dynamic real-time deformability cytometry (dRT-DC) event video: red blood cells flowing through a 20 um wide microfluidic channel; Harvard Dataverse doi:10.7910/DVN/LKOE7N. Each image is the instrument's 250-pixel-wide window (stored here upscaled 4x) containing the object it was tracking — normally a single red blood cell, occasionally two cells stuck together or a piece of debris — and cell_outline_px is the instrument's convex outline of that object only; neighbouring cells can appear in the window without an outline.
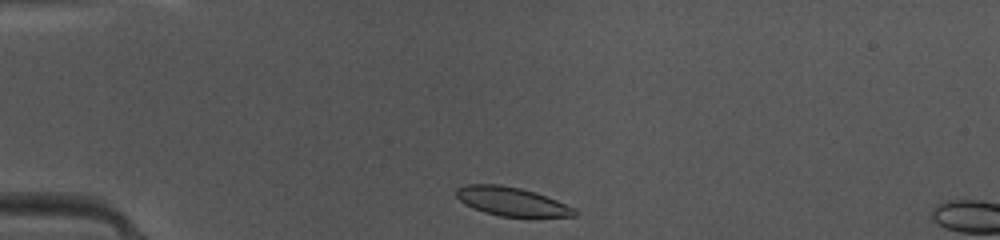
{"species": "common noctule bat (a hibernating species)", "species_latin": "Nyctalus noctula", "temperature_condition": "warm", "stored_images_in_passage": 37, "camera_frame_rate_fps": 3000, "um_per_image_px": 0.085, "animal": {"sex": "female", "body_mass_g": 10.0, "forearm_length_mm": 53.1}, "frame": {"image": 1, "passage_image": 1, "time_ms": 0.0, "image_size_px": [1000, 240], "cell_outline_px": [[580, 212], [576, 216], [532, 220], [500, 216], [484, 212], [464, 204], [456, 196], [456, 188], [468, 184], [500, 184], [520, 188], [536, 192], [576, 208]], "centroid_in_image_um": [43.61, 17.19], "position_along_channel_um": 41.4, "area_um2": 20.87}}
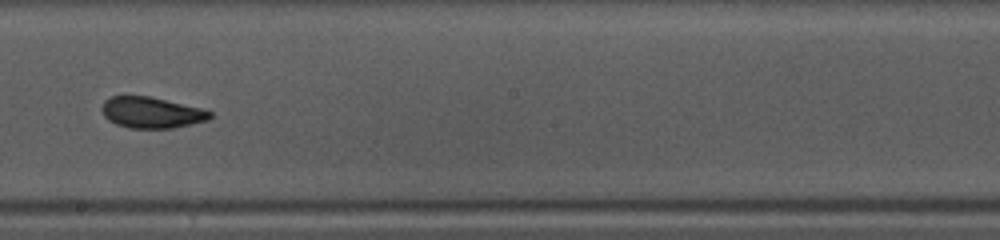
{"frame": {"image": 2, "passage_image": 17, "time_ms": 5.333, "image_size_px": [1000, 240], "cell_outline_px": [[212, 116], [208, 120], [172, 128], [128, 128], [116, 124], [108, 120], [104, 116], [100, 108], [104, 100], [112, 96], [124, 92], [148, 96], [200, 108], [212, 112]], "centroid_in_image_um": [12.78, 9.53], "position_along_channel_um": 235.4, "area_um2": 20.0}}
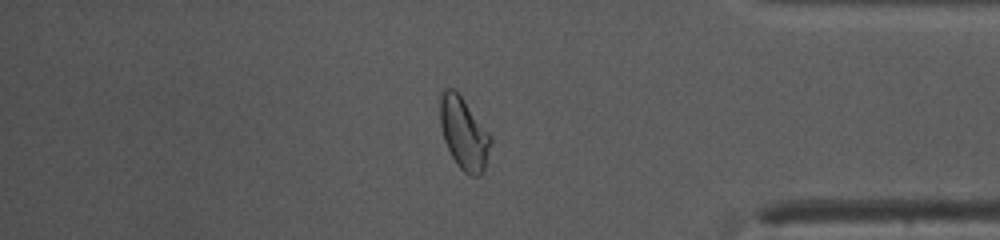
{"frame": {"image": 3, "passage_image": 30, "time_ms": 9.667, "image_size_px": [1000, 240], "cell_outline_px": [[492, 140], [484, 168], [480, 176], [468, 176], [456, 164], [444, 140], [440, 124], [440, 96], [444, 88], [456, 88], [492, 136]], "centroid_in_image_um": [39.43, 11.31], "position_along_channel_um": 395.8, "area_um2": 21.44}, "authors_computed_cell_mechanics": {"area_um2": 20.0566, "velocity_mm_per_s": 4.1733, "shape_relaxation_time_tau1_ms": 3.0887, "shape_relaxation_time_tau2_ms": 1.4377, "deformation_change_tau1": 0.1489, "deformation_change_tau2": 0.0606}}